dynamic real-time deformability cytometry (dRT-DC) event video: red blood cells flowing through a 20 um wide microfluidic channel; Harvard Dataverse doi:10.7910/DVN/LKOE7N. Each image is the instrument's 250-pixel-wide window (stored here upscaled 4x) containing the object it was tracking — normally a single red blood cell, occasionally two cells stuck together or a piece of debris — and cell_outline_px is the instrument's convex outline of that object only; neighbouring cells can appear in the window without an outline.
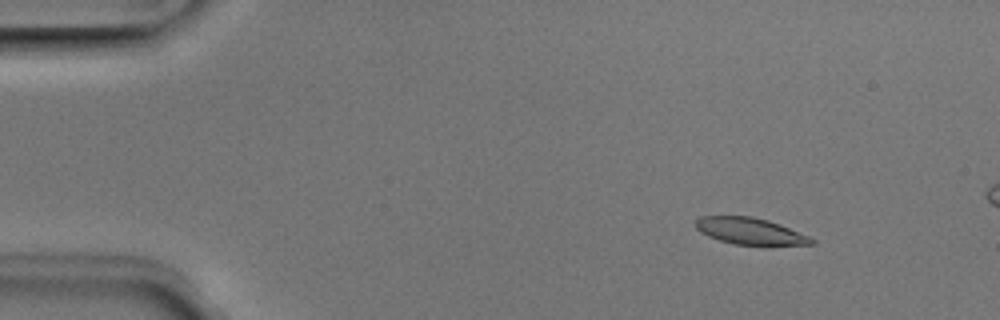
{"species": "Egyptian fruit bat (a non-hibernating species)", "species_latin": "Rousettus aegyptiacus", "temperature_condition": "room temperature", "stored_images_in_passage": 4, "camera_frame_rate_fps": 3000, "um_per_image_px": 0.085, "animal": {"sex": "male"}, "frame": {"image": 1, "passage_image": 1, "time_ms": 0.0, "image_size_px": [1000, 320], "cell_outline_px": [[816, 244], [772, 248], [764, 248], [736, 244], [720, 240], [708, 236], [700, 232], [696, 228], [696, 220], [700, 216], [752, 216], [768, 220], [780, 224], [808, 236], [816, 240]], "centroid_in_image_um": [63.87, 19.71], "position_along_channel_um": 21.1, "area_um2": 18.9}}